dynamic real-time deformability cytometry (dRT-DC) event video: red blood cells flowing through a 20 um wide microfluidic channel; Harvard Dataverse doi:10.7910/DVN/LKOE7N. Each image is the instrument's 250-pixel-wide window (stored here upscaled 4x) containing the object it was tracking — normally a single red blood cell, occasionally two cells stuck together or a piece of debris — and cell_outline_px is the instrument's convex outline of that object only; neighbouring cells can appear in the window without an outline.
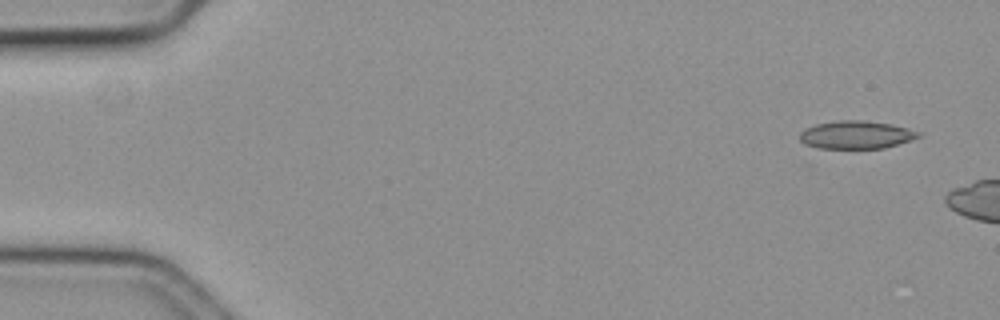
{"species": "common noctule bat (a hibernating species)", "species_latin": "Nyctalus noctula", "temperature_condition": "cold", "stored_images_in_passage": 7, "camera_frame_rate_fps": 3000, "um_per_image_px": 0.085, "animal": {"sex": "female", "body_mass_g": 19.3, "forearm_length_mm": 54.1}, "frame": {"image": 1, "passage_image": 1, "time_ms": 0.0, "image_size_px": [1000, 320], "cell_outline_px": [[924, 136], [912, 140], [884, 148], [820, 148], [804, 144], [800, 140], [800, 132], [804, 128], [816, 124], [836, 120], [864, 120], [892, 124], [924, 132]], "centroid_in_image_um": [72.83, 11.45], "position_along_channel_um": 12.2, "area_um2": 19.65}}